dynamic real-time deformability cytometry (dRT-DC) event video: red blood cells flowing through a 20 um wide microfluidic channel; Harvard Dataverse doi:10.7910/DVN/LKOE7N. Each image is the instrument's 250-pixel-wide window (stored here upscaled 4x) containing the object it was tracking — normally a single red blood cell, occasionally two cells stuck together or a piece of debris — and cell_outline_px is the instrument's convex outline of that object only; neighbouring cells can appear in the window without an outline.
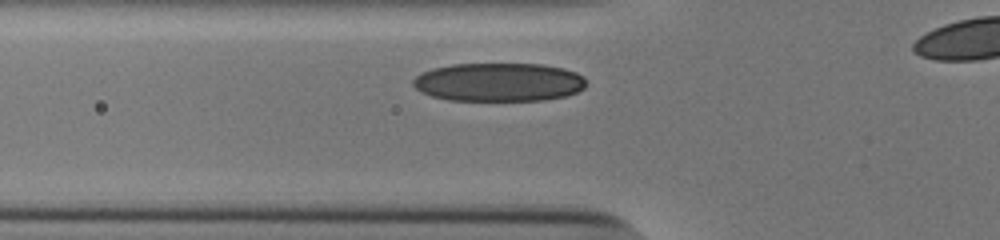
{"species": "human", "species_latin": "Homo sapiens", "temperature_condition": "cold", "stored_images_in_passage": 12, "camera_frame_rate_fps": 3000, "um_per_image_px": 0.085, "donor": {"sex": "male"}, "frame": {"image": 1, "passage_image": 2, "time_ms": 0.333, "image_size_px": [1000, 240], "cell_outline_px": [[584, 88], [576, 92], [564, 96], [544, 100], [448, 100], [432, 96], [420, 92], [412, 84], [412, 80], [420, 72], [432, 68], [452, 64], [540, 64], [564, 68], [576, 72], [584, 76]], "centroid_in_image_um": [42.36, 6.97], "position_along_channel_um": 83.4, "area_um2": 38.96}}
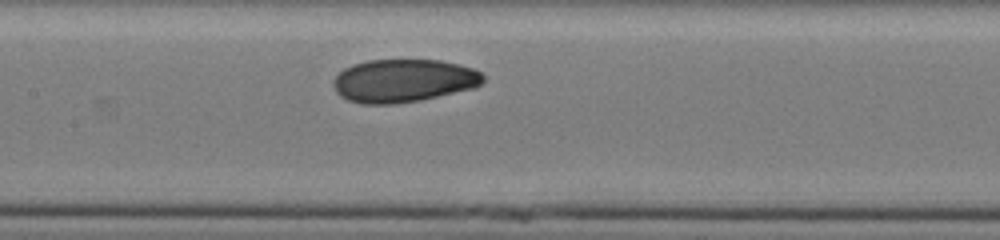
{"frame": {"image": 2, "passage_image": 9, "time_ms": 2.667, "image_size_px": [1000, 240], "cell_outline_px": [[484, 80], [476, 88], [420, 100], [392, 104], [364, 104], [348, 100], [340, 96], [336, 92], [332, 84], [332, 80], [344, 68], [352, 64], [368, 60], [440, 60], [460, 64], [472, 68], [480, 72], [484, 76]], "centroid_in_image_um": [34.29, 6.86], "position_along_channel_um": 173.1, "area_um2": 37.8}}
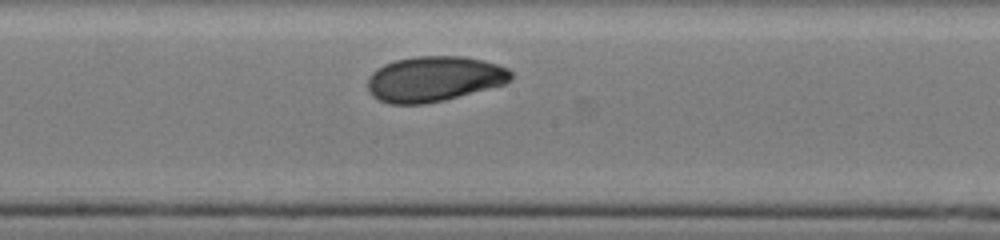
{"frame": {"image": 3, "passage_image": 12, "time_ms": 3.667, "image_size_px": [1000, 240], "cell_outline_px": [[512, 76], [504, 84], [444, 100], [424, 104], [388, 104], [372, 96], [368, 92], [368, 76], [376, 68], [384, 64], [396, 60], [416, 56], [464, 56], [484, 60], [508, 68], [512, 72]], "centroid_in_image_um": [36.86, 6.7], "position_along_channel_um": 211.3, "area_um2": 37.92}}